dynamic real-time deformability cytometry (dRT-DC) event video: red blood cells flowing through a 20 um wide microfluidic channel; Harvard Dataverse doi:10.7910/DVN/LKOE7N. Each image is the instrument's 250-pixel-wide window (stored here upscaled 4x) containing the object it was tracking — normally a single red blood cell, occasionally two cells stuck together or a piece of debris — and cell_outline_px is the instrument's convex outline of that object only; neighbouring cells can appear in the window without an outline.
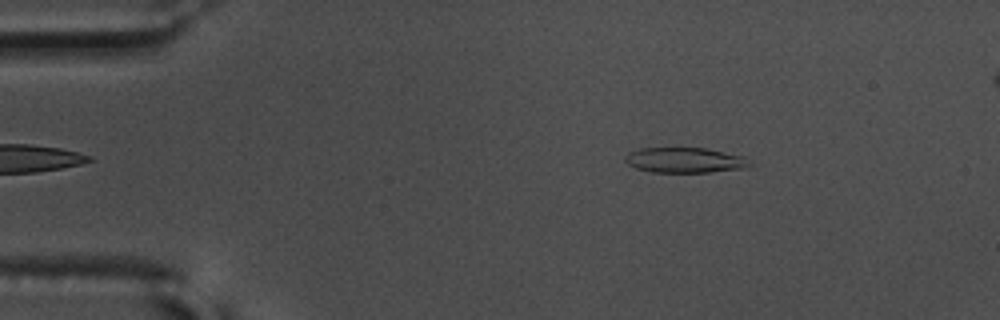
{"species": "common noctule bat (a hibernating species)", "species_latin": "Nyctalus noctula", "temperature_condition": "warm", "stored_images_in_passage": 54, "camera_frame_rate_fps": 3000, "um_per_image_px": 0.085, "animal": {"sex": "male", "body_mass_g": 17.5, "forearm_length_mm": 52.3}, "frame": {"image": 1, "passage_image": 7, "time_ms": 2.0, "image_size_px": [1000, 320], "cell_outline_px": [[752, 164], [748, 168], [708, 172], [652, 172], [636, 168], [628, 164], [624, 160], [624, 156], [628, 152], [640, 148], [708, 148], [744, 156]], "centroid_in_image_um": [58.22, 13.61], "position_along_channel_um": 26.8, "area_um2": 18.5}}
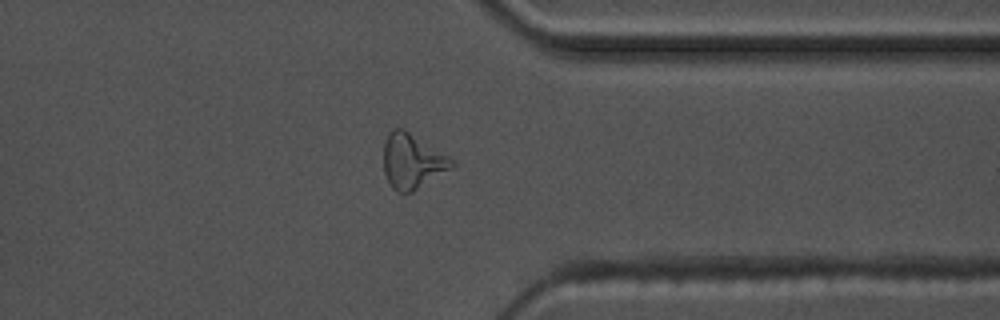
{"frame": {"image": 2, "passage_image": 42, "time_ms": 13.667, "image_size_px": [1000, 320], "cell_outline_px": [[456, 164], [412, 192], [396, 192], [392, 188], [384, 172], [384, 144], [388, 132], [392, 128], [404, 128], [448, 156]], "centroid_in_image_um": [35.0, 13.68], "position_along_channel_um": 376.4, "area_um2": 21.44}}
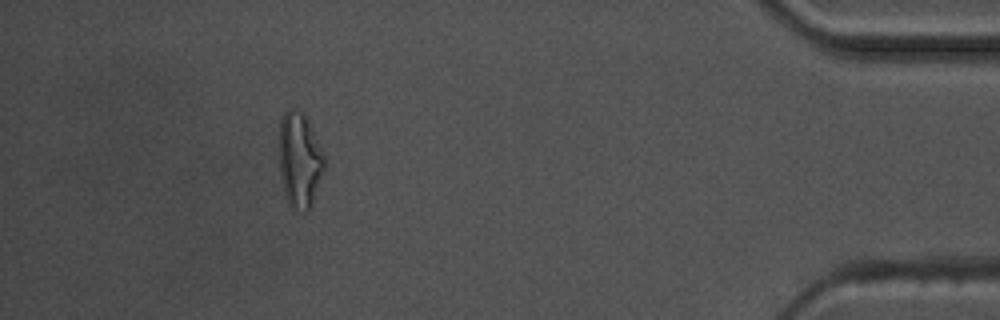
{"frame": {"image": 3, "passage_image": 49, "time_ms": 16.0, "image_size_px": [1000, 320], "cell_outline_px": [[324, 172], [312, 204], [308, 212], [296, 212], [288, 204], [284, 192], [280, 176], [280, 120], [284, 112], [288, 108], [292, 108], [304, 112], [308, 120], [324, 156]], "centroid_in_image_um": [25.47, 13.64], "position_along_channel_um": 409.7, "area_um2": 25.26}, "authors_computed_cell_mechanics": {"area_um2": 18.9873, "velocity_mm_per_s": 3.6128, "shape_relaxation_time_tau1_ms": null, "shape_relaxation_time_tau2_ms": 3.9359, "deformation_change_tau1": null, "deformation_change_tau2": 0.1529}}